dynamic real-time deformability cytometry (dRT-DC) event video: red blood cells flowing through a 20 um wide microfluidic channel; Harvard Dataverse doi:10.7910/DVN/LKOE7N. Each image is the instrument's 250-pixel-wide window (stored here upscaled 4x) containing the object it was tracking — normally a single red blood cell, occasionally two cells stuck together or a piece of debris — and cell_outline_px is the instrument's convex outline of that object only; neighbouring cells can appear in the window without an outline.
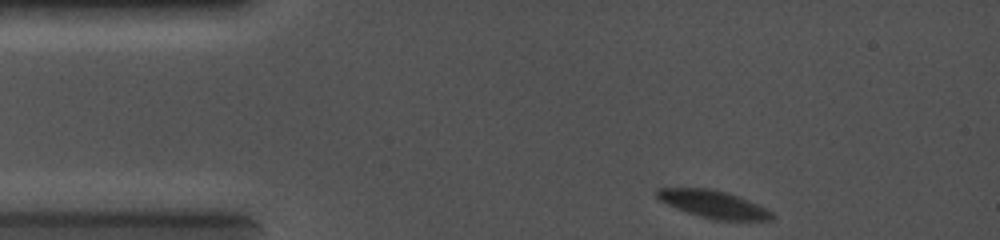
{"species": "common noctule bat (a hibernating species)", "species_latin": "Nyctalus noctula", "temperature_condition": "cold", "stored_images_in_passage": 52, "camera_frame_rate_fps": 5000, "um_per_image_px": 0.085, "animal": {"sex": "female", "body_mass_g": 19.0, "forearm_length_mm": 56.7}, "frame": {"image": 1, "passage_image": 1, "time_ms": 0.0, "image_size_px": [1000, 240], "cell_outline_px": [[776, 216], [772, 220], [712, 220], [676, 208], [660, 200], [656, 196], [656, 188], [708, 188], [728, 192], [740, 196], [768, 208]], "centroid_in_image_um": [60.7, 17.36], "position_along_channel_um": 24.3, "area_um2": 18.61}}
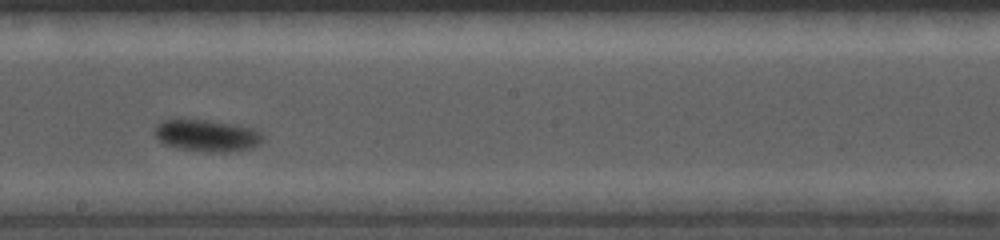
{"frame": {"image": 2, "passage_image": 36, "time_ms": 5.8, "image_size_px": [1000, 240], "cell_outline_px": [[264, 140], [252, 148], [224, 152], [208, 152], [180, 148], [164, 144], [152, 132], [156, 124], [160, 120], [176, 116], [208, 120], [232, 124], [252, 128], [260, 132], [264, 136]], "centroid_in_image_um": [17.5, 11.47], "position_along_channel_um": 230.7, "area_um2": 20.69}}
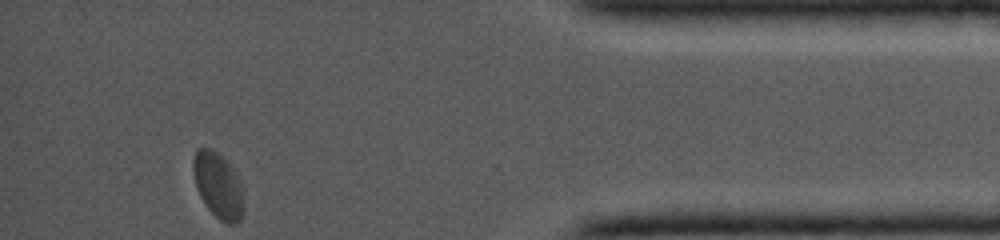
{"frame": {"image": 3, "passage_image": 52, "time_ms": 10.6, "image_size_px": [1000, 240], "cell_outline_px": [[244, 212], [240, 220], [236, 224], [228, 224], [220, 220], [208, 208], [200, 196], [196, 184], [192, 164], [196, 148], [208, 148], [216, 152], [232, 168], [240, 180], [244, 204]], "centroid_in_image_um": [18.56, 15.8], "position_along_channel_um": 416.6, "area_um2": 19.07}}